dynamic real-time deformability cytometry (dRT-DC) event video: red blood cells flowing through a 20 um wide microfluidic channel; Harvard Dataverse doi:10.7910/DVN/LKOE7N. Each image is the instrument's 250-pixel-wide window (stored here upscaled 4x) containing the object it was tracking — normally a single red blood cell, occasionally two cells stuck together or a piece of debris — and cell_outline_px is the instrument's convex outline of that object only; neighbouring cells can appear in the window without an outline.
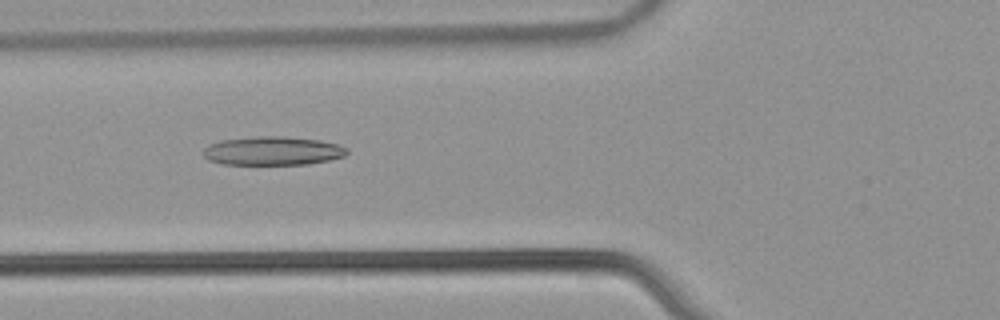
{"species": "common noctule bat (a hibernating species)", "species_latin": "Nyctalus noctula", "temperature_condition": "warm", "stored_images_in_passage": 36, "camera_frame_rate_fps": 3000, "um_per_image_px": 0.085, "animal": {"sex": "male", "body_mass_g": 21.5, "forearm_length_mm": 52.0}, "frame": {"image": 1, "passage_image": 4, "time_ms": 1.0, "image_size_px": [1000, 320], "cell_outline_px": [[348, 152], [344, 156], [332, 160], [308, 164], [220, 164], [208, 160], [204, 156], [204, 148], [208, 144], [220, 140], [256, 136], [284, 136], [320, 140], [336, 144], [348, 148]], "centroid_in_image_um": [23.17, 12.82], "position_along_channel_um": 102.6, "area_um2": 24.22}}
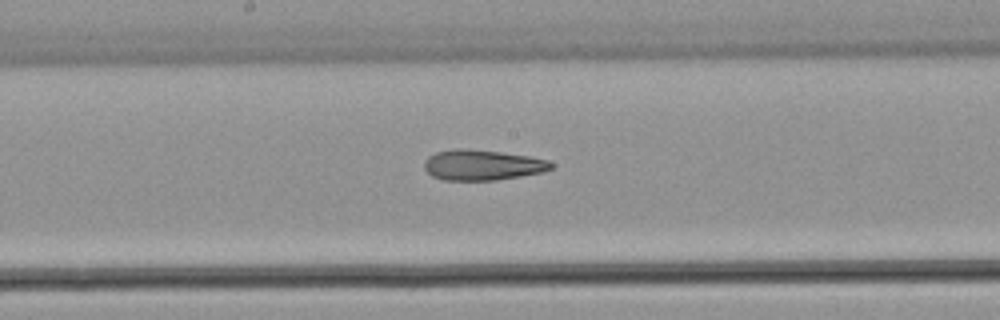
{"frame": {"image": 2, "passage_image": 12, "time_ms": 3.667, "image_size_px": [1000, 320], "cell_outline_px": [[552, 168], [544, 172], [496, 180], [444, 180], [432, 176], [424, 168], [424, 160], [428, 156], [436, 152], [452, 148], [468, 148], [500, 152], [528, 156], [548, 160], [552, 164]], "centroid_in_image_um": [40.96, 14.02], "position_along_channel_um": 207.2, "area_um2": 22.6}}
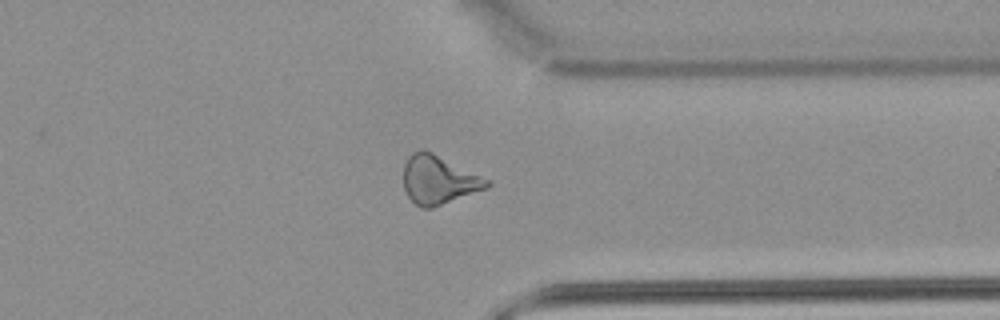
{"frame": {"image": 3, "passage_image": 25, "time_ms": 8.0, "image_size_px": [1000, 320], "cell_outline_px": [[492, 184], [488, 188], [432, 208], [420, 208], [408, 196], [404, 188], [404, 164], [408, 156], [412, 152], [424, 148], [488, 180]], "centroid_in_image_um": [37.25, 15.29], "position_along_channel_um": 374.1, "area_um2": 23.41}, "authors_computed_cell_mechanics": {"area_um2": 22.8888, "velocity_mm_per_s": 3.9121, "shape_relaxation_time_tau1_ms": null, "shape_relaxation_time_tau2_ms": 5.2289, "deformation_change_tau1": null, "deformation_change_tau2": 0.1743}}